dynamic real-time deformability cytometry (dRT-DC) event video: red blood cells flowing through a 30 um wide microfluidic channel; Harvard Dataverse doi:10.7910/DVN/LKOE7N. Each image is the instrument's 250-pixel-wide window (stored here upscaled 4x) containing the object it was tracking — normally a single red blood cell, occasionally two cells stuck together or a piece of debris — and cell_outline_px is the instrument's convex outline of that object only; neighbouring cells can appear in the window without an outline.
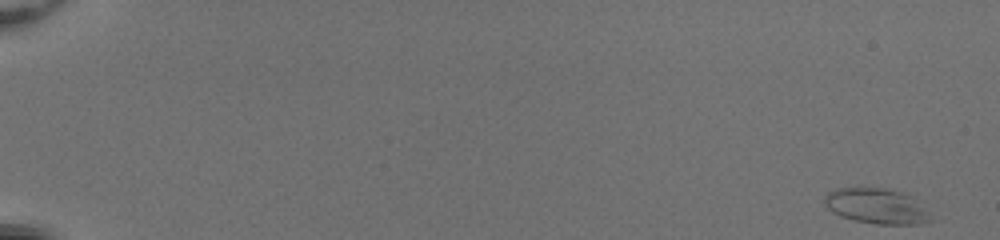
{"species": "common noctule bat (a hibernating species)", "species_latin": "Nyctalus noctula", "temperature_condition": "room temperature", "stored_images_in_passage": 52, "camera_frame_rate_fps": 3000, "um_per_image_px": 0.085, "animal": {"sex": "female", "body_mass_g": 20.0, "forearm_length_mm": 54.0}, "frame": {"image": 1, "passage_image": 1, "time_ms": 0.0, "image_size_px": [1000, 240], "cell_outline_px": [[936, 220], [920, 224], [876, 224], [856, 220], [840, 216], [832, 212], [824, 204], [824, 196], [828, 192], [836, 188], [856, 184], [884, 188], [904, 192], [916, 196]], "centroid_in_image_um": [74.55, 17.46], "position_along_channel_um": 10.5, "area_um2": 23.12}}
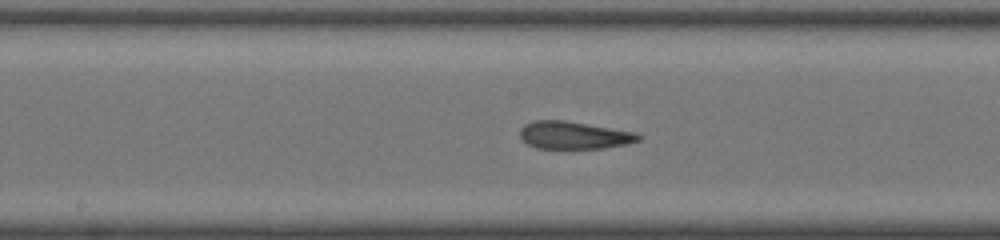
{"frame": {"image": 2, "passage_image": 30, "time_ms": 9.667, "image_size_px": [1000, 240], "cell_outline_px": [[644, 136], [640, 140], [628, 144], [604, 148], [536, 148], [528, 144], [520, 136], [520, 128], [524, 124], [536, 120], [564, 120], [636, 132]], "centroid_in_image_um": [48.82, 11.49], "position_along_channel_um": 199.4, "area_um2": 19.07}}
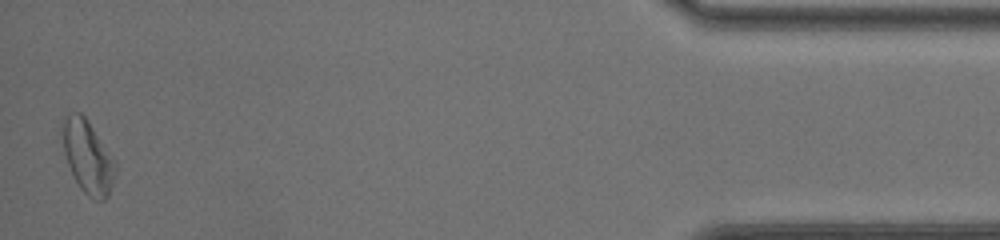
{"frame": {"image": 3, "passage_image": 52, "time_ms": 17.0, "image_size_px": [1000, 240], "cell_outline_px": [[116, 168], [112, 184], [108, 196], [104, 200], [92, 200], [80, 188], [68, 164], [64, 152], [60, 132], [64, 116], [68, 112], [80, 112], [88, 120], [116, 164]], "centroid_in_image_um": [7.42, 13.3], "position_along_channel_um": 427.8, "area_um2": 22.37}, "authors_computed_cell_mechanics": {"area_um2": 20.9525, "velocity_mm_per_s": 4.0976, "shape_relaxation_time_tau1_ms": null, "shape_relaxation_time_tau2_ms": 1.7603, "deformation_change_tau1": null, "deformation_change_tau2": 0.0964}}